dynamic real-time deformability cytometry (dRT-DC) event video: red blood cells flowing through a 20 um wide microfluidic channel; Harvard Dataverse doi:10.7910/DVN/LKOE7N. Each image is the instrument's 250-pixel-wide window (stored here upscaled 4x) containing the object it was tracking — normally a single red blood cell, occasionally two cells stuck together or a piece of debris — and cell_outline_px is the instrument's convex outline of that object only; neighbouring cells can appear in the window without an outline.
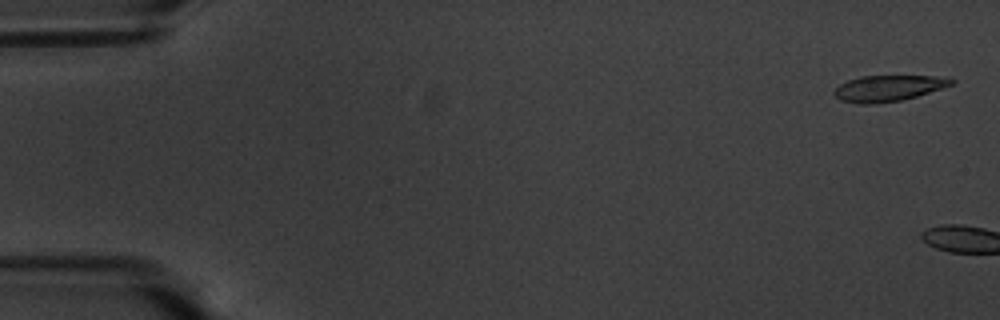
{"species": "common noctule bat (a hibernating species)", "species_latin": "Nyctalus noctula", "temperature_condition": "warm", "stored_images_in_passage": 4, "camera_frame_rate_fps": 3000, "um_per_image_px": 0.085, "animal": {"sex": "male", "body_mass_g": 20.1, "forearm_length_mm": 53.5}, "frame": {"image": 1, "passage_image": 2, "time_ms": 0.333, "image_size_px": [1000, 320], "cell_outline_px": [[956, 80], [952, 84], [916, 96], [900, 100], [872, 104], [860, 104], [840, 100], [832, 92], [840, 84], [848, 80], [860, 76], [936, 76]], "centroid_in_image_um": [75.44, 7.5], "position_along_channel_um": 9.6, "area_um2": 17.46}}